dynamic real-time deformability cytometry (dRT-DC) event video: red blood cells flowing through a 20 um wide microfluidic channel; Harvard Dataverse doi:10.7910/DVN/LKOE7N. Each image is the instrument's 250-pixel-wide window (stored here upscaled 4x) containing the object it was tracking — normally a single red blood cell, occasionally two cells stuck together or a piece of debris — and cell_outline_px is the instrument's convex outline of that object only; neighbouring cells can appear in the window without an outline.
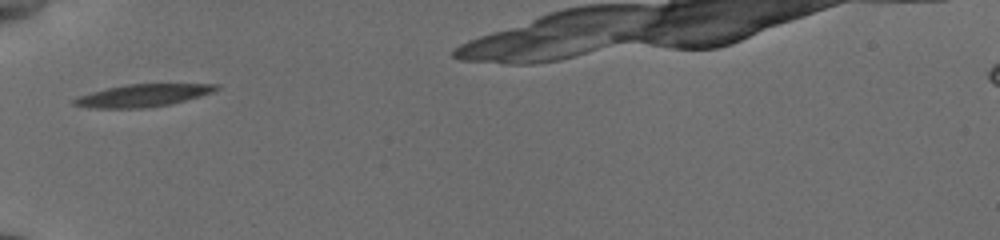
{"species": "common noctule bat (a hibernating species)", "species_latin": "Nyctalus noctula", "temperature_condition": "cold", "stored_images_in_passage": 31, "camera_frame_rate_fps": 3000, "um_per_image_px": 0.085, "animal": {"sex": "female", "body_mass_g": 19.5, "forearm_length_mm": 54.1}, "frame": {"image": 1, "passage_image": 1, "time_ms": 0.0, "image_size_px": [1000, 240], "cell_outline_px": [[220, 88], [212, 92], [200, 96], [172, 104], [144, 108], [96, 108], [72, 104], [72, 100], [80, 96], [92, 92], [108, 88], [128, 84], [220, 84]], "centroid_in_image_um": [12.19, 8.11], "position_along_channel_um": 72.8, "area_um2": 18.38}}
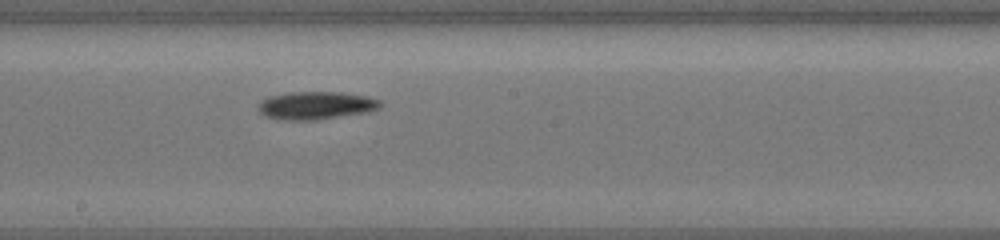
{"frame": {"image": 2, "passage_image": 13, "time_ms": 4.0, "image_size_px": [1000, 240], "cell_outline_px": [[380, 108], [364, 112], [316, 120], [288, 120], [268, 116], [260, 112], [256, 108], [256, 104], [260, 100], [268, 96], [288, 92], [344, 92], [368, 96], [380, 100]], "centroid_in_image_um": [26.81, 8.94], "position_along_channel_um": 221.4, "area_um2": 19.83}}
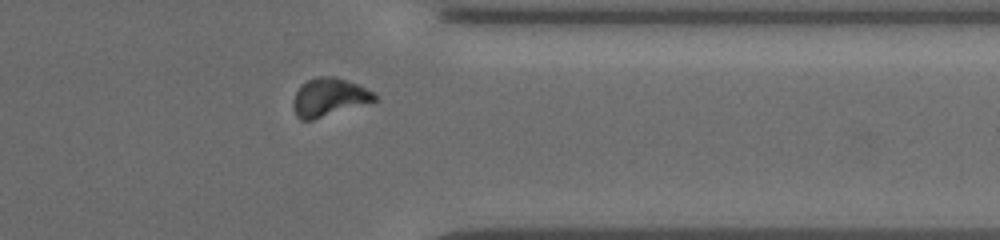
{"frame": {"image": 3, "passage_image": 26, "time_ms": 8.333, "image_size_px": [1000, 240], "cell_outline_px": [[380, 100], [312, 120], [300, 120], [296, 116], [292, 104], [296, 92], [300, 84], [316, 76], [332, 76], [356, 84], [372, 92]], "centroid_in_image_um": [27.94, 8.28], "position_along_channel_um": 383.5, "area_um2": 18.03}}